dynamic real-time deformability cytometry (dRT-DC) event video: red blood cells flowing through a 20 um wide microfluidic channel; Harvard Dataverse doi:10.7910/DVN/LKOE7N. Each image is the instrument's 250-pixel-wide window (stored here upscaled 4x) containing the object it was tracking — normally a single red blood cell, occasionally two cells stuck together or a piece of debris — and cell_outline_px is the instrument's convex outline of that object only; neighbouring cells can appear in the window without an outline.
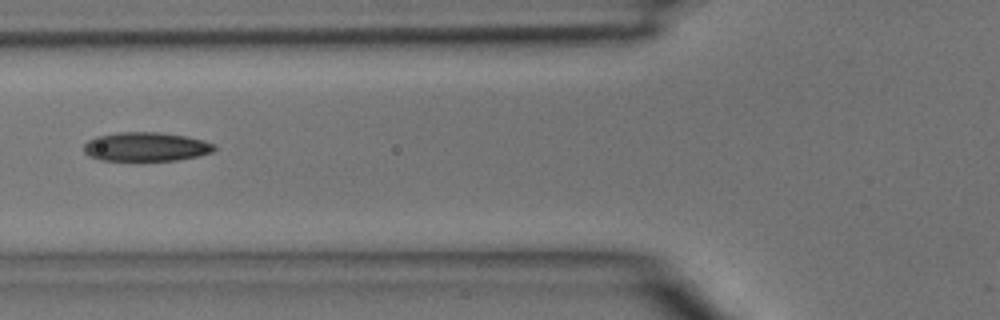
{"species": "common noctule bat (a hibernating species)", "species_latin": "Nyctalus noctula", "temperature_condition": "room temperature", "stored_images_in_passage": 4, "camera_frame_rate_fps": 3000, "um_per_image_px": 0.085, "animal": {"sex": "male", "body_mass_g": 15.6}, "frame": {"image": 1, "passage_image": 3, "time_ms": 0.667, "image_size_px": [1000, 320], "cell_outline_px": [[216, 148], [212, 152], [200, 156], [176, 160], [100, 160], [88, 156], [84, 152], [84, 144], [88, 140], [96, 136], [120, 132], [160, 132], [184, 136], [204, 140], [212, 144]], "centroid_in_image_um": [12.39, 12.47], "position_along_channel_um": 113.4, "area_um2": 22.02}}